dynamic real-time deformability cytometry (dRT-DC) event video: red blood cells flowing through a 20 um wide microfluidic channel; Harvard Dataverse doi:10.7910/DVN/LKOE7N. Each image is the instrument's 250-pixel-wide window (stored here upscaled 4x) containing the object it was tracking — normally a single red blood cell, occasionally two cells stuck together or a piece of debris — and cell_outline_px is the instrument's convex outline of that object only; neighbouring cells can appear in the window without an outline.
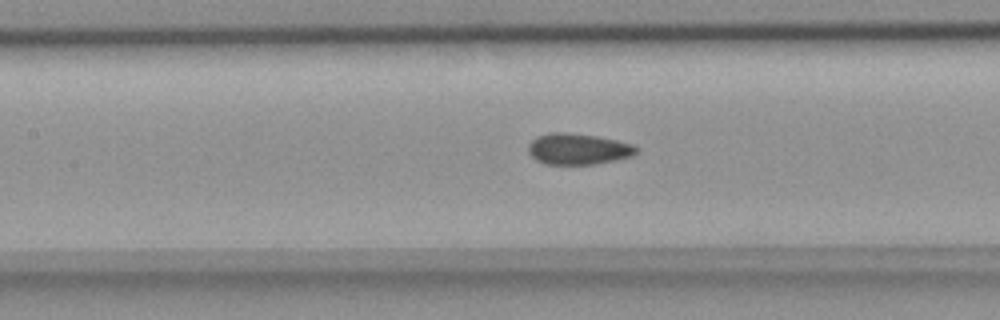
{"species": "common noctule bat (a hibernating species)", "species_latin": "Nyctalus noctula", "temperature_condition": "room temperature", "stored_images_in_passage": 43, "camera_frame_rate_fps": 3000, "um_per_image_px": 0.085, "animal": {"sex": "female", "body_mass_g": 18.4}, "frame": {"image": 1, "passage_image": 24, "time_ms": 7.667, "image_size_px": [1000, 320], "cell_outline_px": [[640, 148], [632, 156], [616, 160], [592, 164], [544, 164], [536, 160], [528, 152], [528, 144], [536, 136], [552, 132], [568, 132], [596, 136], [616, 140], [632, 144]], "centroid_in_image_um": [49.12, 12.66], "position_along_channel_um": 158.3, "area_um2": 19.65}}
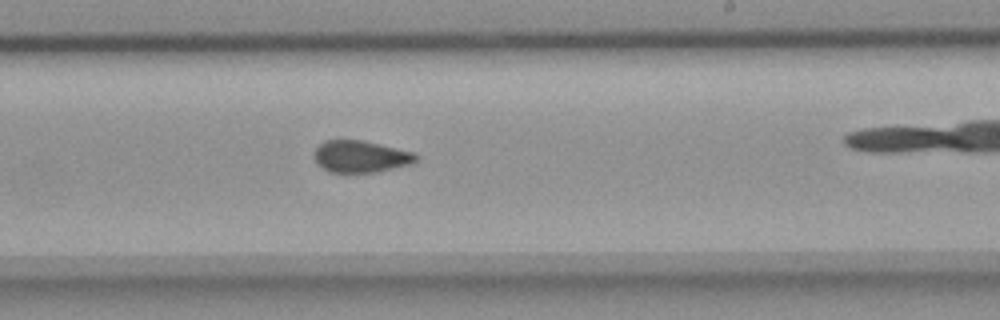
{"frame": {"image": 2, "passage_image": 32, "time_ms": 10.333, "image_size_px": [1000, 320], "cell_outline_px": [[420, 160], [412, 164], [376, 172], [328, 172], [316, 160], [316, 148], [324, 140], [364, 140], [412, 152], [420, 156]], "centroid_in_image_um": [30.73, 13.3], "position_along_channel_um": 258.3, "area_um2": 18.79}}
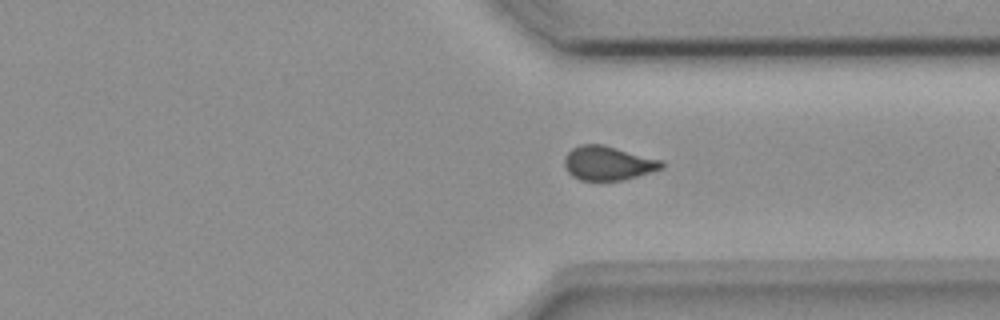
{"frame": {"image": 3, "passage_image": 40, "time_ms": 13.0, "image_size_px": [1000, 320], "cell_outline_px": [[664, 168], [636, 176], [620, 180], [580, 180], [572, 176], [568, 172], [564, 164], [564, 160], [568, 152], [572, 148], [580, 144], [600, 144], [664, 160]], "centroid_in_image_um": [51.68, 13.86], "position_along_channel_um": 359.7, "area_um2": 19.19}}